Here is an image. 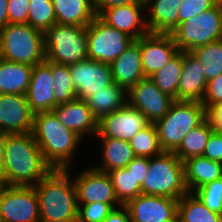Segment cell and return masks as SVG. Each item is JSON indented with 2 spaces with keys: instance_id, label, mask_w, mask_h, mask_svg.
Instances as JSON below:
<instances>
[{
  "instance_id": "cell-1",
  "label": "cell",
  "mask_w": 222,
  "mask_h": 222,
  "mask_svg": "<svg viewBox=\"0 0 222 222\" xmlns=\"http://www.w3.org/2000/svg\"><path fill=\"white\" fill-rule=\"evenodd\" d=\"M52 170L32 133L7 134L4 146V185L35 186Z\"/></svg>"
},
{
  "instance_id": "cell-2",
  "label": "cell",
  "mask_w": 222,
  "mask_h": 222,
  "mask_svg": "<svg viewBox=\"0 0 222 222\" xmlns=\"http://www.w3.org/2000/svg\"><path fill=\"white\" fill-rule=\"evenodd\" d=\"M70 171L53 169L34 186L41 222H77V193Z\"/></svg>"
},
{
  "instance_id": "cell-3",
  "label": "cell",
  "mask_w": 222,
  "mask_h": 222,
  "mask_svg": "<svg viewBox=\"0 0 222 222\" xmlns=\"http://www.w3.org/2000/svg\"><path fill=\"white\" fill-rule=\"evenodd\" d=\"M32 134L45 161L56 170L71 168L82 138L64 127L52 112L34 114Z\"/></svg>"
},
{
  "instance_id": "cell-4",
  "label": "cell",
  "mask_w": 222,
  "mask_h": 222,
  "mask_svg": "<svg viewBox=\"0 0 222 222\" xmlns=\"http://www.w3.org/2000/svg\"><path fill=\"white\" fill-rule=\"evenodd\" d=\"M187 193L184 163L173 152L163 151L150 158L148 173L141 186V194L179 200Z\"/></svg>"
},
{
  "instance_id": "cell-5",
  "label": "cell",
  "mask_w": 222,
  "mask_h": 222,
  "mask_svg": "<svg viewBox=\"0 0 222 222\" xmlns=\"http://www.w3.org/2000/svg\"><path fill=\"white\" fill-rule=\"evenodd\" d=\"M0 58L32 66L46 60L43 31L25 24H7L0 31Z\"/></svg>"
},
{
  "instance_id": "cell-6",
  "label": "cell",
  "mask_w": 222,
  "mask_h": 222,
  "mask_svg": "<svg viewBox=\"0 0 222 222\" xmlns=\"http://www.w3.org/2000/svg\"><path fill=\"white\" fill-rule=\"evenodd\" d=\"M43 36L48 62L70 66L87 59L88 26L56 23Z\"/></svg>"
},
{
  "instance_id": "cell-7",
  "label": "cell",
  "mask_w": 222,
  "mask_h": 222,
  "mask_svg": "<svg viewBox=\"0 0 222 222\" xmlns=\"http://www.w3.org/2000/svg\"><path fill=\"white\" fill-rule=\"evenodd\" d=\"M206 119V109L201 102L175 101L168 113L155 125L161 149L174 152L186 134Z\"/></svg>"
},
{
  "instance_id": "cell-8",
  "label": "cell",
  "mask_w": 222,
  "mask_h": 222,
  "mask_svg": "<svg viewBox=\"0 0 222 222\" xmlns=\"http://www.w3.org/2000/svg\"><path fill=\"white\" fill-rule=\"evenodd\" d=\"M171 36L178 50L186 52L222 39V5L217 3L180 23L171 32Z\"/></svg>"
},
{
  "instance_id": "cell-9",
  "label": "cell",
  "mask_w": 222,
  "mask_h": 222,
  "mask_svg": "<svg viewBox=\"0 0 222 222\" xmlns=\"http://www.w3.org/2000/svg\"><path fill=\"white\" fill-rule=\"evenodd\" d=\"M133 41L132 37L96 16L88 25L87 59L111 64Z\"/></svg>"
},
{
  "instance_id": "cell-10",
  "label": "cell",
  "mask_w": 222,
  "mask_h": 222,
  "mask_svg": "<svg viewBox=\"0 0 222 222\" xmlns=\"http://www.w3.org/2000/svg\"><path fill=\"white\" fill-rule=\"evenodd\" d=\"M0 217L5 222H41L34 186L0 184Z\"/></svg>"
},
{
  "instance_id": "cell-11",
  "label": "cell",
  "mask_w": 222,
  "mask_h": 222,
  "mask_svg": "<svg viewBox=\"0 0 222 222\" xmlns=\"http://www.w3.org/2000/svg\"><path fill=\"white\" fill-rule=\"evenodd\" d=\"M176 100L160 91L150 77H146L127 91V103L146 117L149 123H156L170 110Z\"/></svg>"
},
{
  "instance_id": "cell-12",
  "label": "cell",
  "mask_w": 222,
  "mask_h": 222,
  "mask_svg": "<svg viewBox=\"0 0 222 222\" xmlns=\"http://www.w3.org/2000/svg\"><path fill=\"white\" fill-rule=\"evenodd\" d=\"M77 193L78 204L102 202L109 204L113 209L121 206L116 198L111 178L107 172L92 167L79 171L73 178Z\"/></svg>"
},
{
  "instance_id": "cell-13",
  "label": "cell",
  "mask_w": 222,
  "mask_h": 222,
  "mask_svg": "<svg viewBox=\"0 0 222 222\" xmlns=\"http://www.w3.org/2000/svg\"><path fill=\"white\" fill-rule=\"evenodd\" d=\"M77 99L86 100L114 83L108 63L85 59L69 66Z\"/></svg>"
},
{
  "instance_id": "cell-14",
  "label": "cell",
  "mask_w": 222,
  "mask_h": 222,
  "mask_svg": "<svg viewBox=\"0 0 222 222\" xmlns=\"http://www.w3.org/2000/svg\"><path fill=\"white\" fill-rule=\"evenodd\" d=\"M149 122L136 108L126 103L122 108L98 120L97 138L130 141Z\"/></svg>"
},
{
  "instance_id": "cell-15",
  "label": "cell",
  "mask_w": 222,
  "mask_h": 222,
  "mask_svg": "<svg viewBox=\"0 0 222 222\" xmlns=\"http://www.w3.org/2000/svg\"><path fill=\"white\" fill-rule=\"evenodd\" d=\"M131 222L178 221V200L163 196L140 194L125 205Z\"/></svg>"
},
{
  "instance_id": "cell-16",
  "label": "cell",
  "mask_w": 222,
  "mask_h": 222,
  "mask_svg": "<svg viewBox=\"0 0 222 222\" xmlns=\"http://www.w3.org/2000/svg\"><path fill=\"white\" fill-rule=\"evenodd\" d=\"M135 41L140 45L145 77L161 69L179 52L171 34L148 33Z\"/></svg>"
},
{
  "instance_id": "cell-17",
  "label": "cell",
  "mask_w": 222,
  "mask_h": 222,
  "mask_svg": "<svg viewBox=\"0 0 222 222\" xmlns=\"http://www.w3.org/2000/svg\"><path fill=\"white\" fill-rule=\"evenodd\" d=\"M34 113L22 94H0V131L7 134L32 133Z\"/></svg>"
},
{
  "instance_id": "cell-18",
  "label": "cell",
  "mask_w": 222,
  "mask_h": 222,
  "mask_svg": "<svg viewBox=\"0 0 222 222\" xmlns=\"http://www.w3.org/2000/svg\"><path fill=\"white\" fill-rule=\"evenodd\" d=\"M145 5H120L103 10L98 17L108 26L116 28L134 40L149 33L146 25Z\"/></svg>"
},
{
  "instance_id": "cell-19",
  "label": "cell",
  "mask_w": 222,
  "mask_h": 222,
  "mask_svg": "<svg viewBox=\"0 0 222 222\" xmlns=\"http://www.w3.org/2000/svg\"><path fill=\"white\" fill-rule=\"evenodd\" d=\"M52 85V63L45 60L43 63L33 66L25 96L34 114L51 112L53 108L58 106L55 102Z\"/></svg>"
},
{
  "instance_id": "cell-20",
  "label": "cell",
  "mask_w": 222,
  "mask_h": 222,
  "mask_svg": "<svg viewBox=\"0 0 222 222\" xmlns=\"http://www.w3.org/2000/svg\"><path fill=\"white\" fill-rule=\"evenodd\" d=\"M51 112L64 127L75 132L83 140V137H88V134L90 137L93 135V138L96 136L98 120L85 100L75 99L67 103L58 104Z\"/></svg>"
},
{
  "instance_id": "cell-21",
  "label": "cell",
  "mask_w": 222,
  "mask_h": 222,
  "mask_svg": "<svg viewBox=\"0 0 222 222\" xmlns=\"http://www.w3.org/2000/svg\"><path fill=\"white\" fill-rule=\"evenodd\" d=\"M207 87L203 65L191 53L183 51L182 72L178 84V101L202 102Z\"/></svg>"
},
{
  "instance_id": "cell-22",
  "label": "cell",
  "mask_w": 222,
  "mask_h": 222,
  "mask_svg": "<svg viewBox=\"0 0 222 222\" xmlns=\"http://www.w3.org/2000/svg\"><path fill=\"white\" fill-rule=\"evenodd\" d=\"M110 66L114 83L126 91L146 78L142 68L140 45L135 40Z\"/></svg>"
},
{
  "instance_id": "cell-23",
  "label": "cell",
  "mask_w": 222,
  "mask_h": 222,
  "mask_svg": "<svg viewBox=\"0 0 222 222\" xmlns=\"http://www.w3.org/2000/svg\"><path fill=\"white\" fill-rule=\"evenodd\" d=\"M181 3L182 0H145L149 33L171 34L178 25V9Z\"/></svg>"
},
{
  "instance_id": "cell-24",
  "label": "cell",
  "mask_w": 222,
  "mask_h": 222,
  "mask_svg": "<svg viewBox=\"0 0 222 222\" xmlns=\"http://www.w3.org/2000/svg\"><path fill=\"white\" fill-rule=\"evenodd\" d=\"M185 184L188 192H194L203 185L222 177V163L196 156L184 162Z\"/></svg>"
},
{
  "instance_id": "cell-25",
  "label": "cell",
  "mask_w": 222,
  "mask_h": 222,
  "mask_svg": "<svg viewBox=\"0 0 222 222\" xmlns=\"http://www.w3.org/2000/svg\"><path fill=\"white\" fill-rule=\"evenodd\" d=\"M101 147L100 164L93 165L95 169L109 172L125 168L136 156L129 141L114 138H99Z\"/></svg>"
},
{
  "instance_id": "cell-26",
  "label": "cell",
  "mask_w": 222,
  "mask_h": 222,
  "mask_svg": "<svg viewBox=\"0 0 222 222\" xmlns=\"http://www.w3.org/2000/svg\"><path fill=\"white\" fill-rule=\"evenodd\" d=\"M56 23L88 26L96 17L92 0H52Z\"/></svg>"
},
{
  "instance_id": "cell-27",
  "label": "cell",
  "mask_w": 222,
  "mask_h": 222,
  "mask_svg": "<svg viewBox=\"0 0 222 222\" xmlns=\"http://www.w3.org/2000/svg\"><path fill=\"white\" fill-rule=\"evenodd\" d=\"M33 66L0 58V94L25 95Z\"/></svg>"
},
{
  "instance_id": "cell-28",
  "label": "cell",
  "mask_w": 222,
  "mask_h": 222,
  "mask_svg": "<svg viewBox=\"0 0 222 222\" xmlns=\"http://www.w3.org/2000/svg\"><path fill=\"white\" fill-rule=\"evenodd\" d=\"M97 120L122 108L127 103V91L116 83L94 93L86 100Z\"/></svg>"
},
{
  "instance_id": "cell-29",
  "label": "cell",
  "mask_w": 222,
  "mask_h": 222,
  "mask_svg": "<svg viewBox=\"0 0 222 222\" xmlns=\"http://www.w3.org/2000/svg\"><path fill=\"white\" fill-rule=\"evenodd\" d=\"M177 217L179 222H222V215L212 212L192 192L178 200Z\"/></svg>"
},
{
  "instance_id": "cell-30",
  "label": "cell",
  "mask_w": 222,
  "mask_h": 222,
  "mask_svg": "<svg viewBox=\"0 0 222 222\" xmlns=\"http://www.w3.org/2000/svg\"><path fill=\"white\" fill-rule=\"evenodd\" d=\"M183 65V51H179L150 78L157 88L178 101V84Z\"/></svg>"
},
{
  "instance_id": "cell-31",
  "label": "cell",
  "mask_w": 222,
  "mask_h": 222,
  "mask_svg": "<svg viewBox=\"0 0 222 222\" xmlns=\"http://www.w3.org/2000/svg\"><path fill=\"white\" fill-rule=\"evenodd\" d=\"M212 132L209 122L205 119L200 125L186 134L180 146L173 153L182 162L192 157L202 156Z\"/></svg>"
},
{
  "instance_id": "cell-32",
  "label": "cell",
  "mask_w": 222,
  "mask_h": 222,
  "mask_svg": "<svg viewBox=\"0 0 222 222\" xmlns=\"http://www.w3.org/2000/svg\"><path fill=\"white\" fill-rule=\"evenodd\" d=\"M203 65L207 82L222 74V39L190 51Z\"/></svg>"
},
{
  "instance_id": "cell-33",
  "label": "cell",
  "mask_w": 222,
  "mask_h": 222,
  "mask_svg": "<svg viewBox=\"0 0 222 222\" xmlns=\"http://www.w3.org/2000/svg\"><path fill=\"white\" fill-rule=\"evenodd\" d=\"M136 157L152 158L163 152L159 143L158 131L154 123L141 129L130 141Z\"/></svg>"
},
{
  "instance_id": "cell-34",
  "label": "cell",
  "mask_w": 222,
  "mask_h": 222,
  "mask_svg": "<svg viewBox=\"0 0 222 222\" xmlns=\"http://www.w3.org/2000/svg\"><path fill=\"white\" fill-rule=\"evenodd\" d=\"M116 198L121 205H126L130 200L141 194V186L136 182L131 172L125 168L108 172Z\"/></svg>"
},
{
  "instance_id": "cell-35",
  "label": "cell",
  "mask_w": 222,
  "mask_h": 222,
  "mask_svg": "<svg viewBox=\"0 0 222 222\" xmlns=\"http://www.w3.org/2000/svg\"><path fill=\"white\" fill-rule=\"evenodd\" d=\"M52 87L55 102L63 104L77 99L69 66L52 63Z\"/></svg>"
},
{
  "instance_id": "cell-36",
  "label": "cell",
  "mask_w": 222,
  "mask_h": 222,
  "mask_svg": "<svg viewBox=\"0 0 222 222\" xmlns=\"http://www.w3.org/2000/svg\"><path fill=\"white\" fill-rule=\"evenodd\" d=\"M29 3L28 25L44 32L56 24L52 0H29Z\"/></svg>"
},
{
  "instance_id": "cell-37",
  "label": "cell",
  "mask_w": 222,
  "mask_h": 222,
  "mask_svg": "<svg viewBox=\"0 0 222 222\" xmlns=\"http://www.w3.org/2000/svg\"><path fill=\"white\" fill-rule=\"evenodd\" d=\"M212 212L222 215V177L193 192Z\"/></svg>"
},
{
  "instance_id": "cell-38",
  "label": "cell",
  "mask_w": 222,
  "mask_h": 222,
  "mask_svg": "<svg viewBox=\"0 0 222 222\" xmlns=\"http://www.w3.org/2000/svg\"><path fill=\"white\" fill-rule=\"evenodd\" d=\"M112 209L109 204L99 201L78 204L77 222H103Z\"/></svg>"
},
{
  "instance_id": "cell-39",
  "label": "cell",
  "mask_w": 222,
  "mask_h": 222,
  "mask_svg": "<svg viewBox=\"0 0 222 222\" xmlns=\"http://www.w3.org/2000/svg\"><path fill=\"white\" fill-rule=\"evenodd\" d=\"M217 4L216 0H182L178 9V25Z\"/></svg>"
},
{
  "instance_id": "cell-40",
  "label": "cell",
  "mask_w": 222,
  "mask_h": 222,
  "mask_svg": "<svg viewBox=\"0 0 222 222\" xmlns=\"http://www.w3.org/2000/svg\"><path fill=\"white\" fill-rule=\"evenodd\" d=\"M29 8V0H8V24L27 23Z\"/></svg>"
},
{
  "instance_id": "cell-41",
  "label": "cell",
  "mask_w": 222,
  "mask_h": 222,
  "mask_svg": "<svg viewBox=\"0 0 222 222\" xmlns=\"http://www.w3.org/2000/svg\"><path fill=\"white\" fill-rule=\"evenodd\" d=\"M202 105L207 110L210 106L222 103V74L207 82Z\"/></svg>"
},
{
  "instance_id": "cell-42",
  "label": "cell",
  "mask_w": 222,
  "mask_h": 222,
  "mask_svg": "<svg viewBox=\"0 0 222 222\" xmlns=\"http://www.w3.org/2000/svg\"><path fill=\"white\" fill-rule=\"evenodd\" d=\"M202 156L222 163V133L212 132L210 134Z\"/></svg>"
},
{
  "instance_id": "cell-43",
  "label": "cell",
  "mask_w": 222,
  "mask_h": 222,
  "mask_svg": "<svg viewBox=\"0 0 222 222\" xmlns=\"http://www.w3.org/2000/svg\"><path fill=\"white\" fill-rule=\"evenodd\" d=\"M150 158L135 157L126 167L127 172H131L136 182L142 186L149 169Z\"/></svg>"
},
{
  "instance_id": "cell-44",
  "label": "cell",
  "mask_w": 222,
  "mask_h": 222,
  "mask_svg": "<svg viewBox=\"0 0 222 222\" xmlns=\"http://www.w3.org/2000/svg\"><path fill=\"white\" fill-rule=\"evenodd\" d=\"M128 4L145 5V0H92L93 9L96 16L109 7Z\"/></svg>"
},
{
  "instance_id": "cell-45",
  "label": "cell",
  "mask_w": 222,
  "mask_h": 222,
  "mask_svg": "<svg viewBox=\"0 0 222 222\" xmlns=\"http://www.w3.org/2000/svg\"><path fill=\"white\" fill-rule=\"evenodd\" d=\"M206 119L213 132L222 133V103L210 106L206 110Z\"/></svg>"
},
{
  "instance_id": "cell-46",
  "label": "cell",
  "mask_w": 222,
  "mask_h": 222,
  "mask_svg": "<svg viewBox=\"0 0 222 222\" xmlns=\"http://www.w3.org/2000/svg\"><path fill=\"white\" fill-rule=\"evenodd\" d=\"M103 222H131L130 213L125 205L112 209Z\"/></svg>"
},
{
  "instance_id": "cell-47",
  "label": "cell",
  "mask_w": 222,
  "mask_h": 222,
  "mask_svg": "<svg viewBox=\"0 0 222 222\" xmlns=\"http://www.w3.org/2000/svg\"><path fill=\"white\" fill-rule=\"evenodd\" d=\"M7 133L0 131V184H4V146Z\"/></svg>"
},
{
  "instance_id": "cell-48",
  "label": "cell",
  "mask_w": 222,
  "mask_h": 222,
  "mask_svg": "<svg viewBox=\"0 0 222 222\" xmlns=\"http://www.w3.org/2000/svg\"><path fill=\"white\" fill-rule=\"evenodd\" d=\"M8 24V0H0V31Z\"/></svg>"
},
{
  "instance_id": "cell-49",
  "label": "cell",
  "mask_w": 222,
  "mask_h": 222,
  "mask_svg": "<svg viewBox=\"0 0 222 222\" xmlns=\"http://www.w3.org/2000/svg\"><path fill=\"white\" fill-rule=\"evenodd\" d=\"M216 2L220 5H222V0H216Z\"/></svg>"
}]
</instances>
